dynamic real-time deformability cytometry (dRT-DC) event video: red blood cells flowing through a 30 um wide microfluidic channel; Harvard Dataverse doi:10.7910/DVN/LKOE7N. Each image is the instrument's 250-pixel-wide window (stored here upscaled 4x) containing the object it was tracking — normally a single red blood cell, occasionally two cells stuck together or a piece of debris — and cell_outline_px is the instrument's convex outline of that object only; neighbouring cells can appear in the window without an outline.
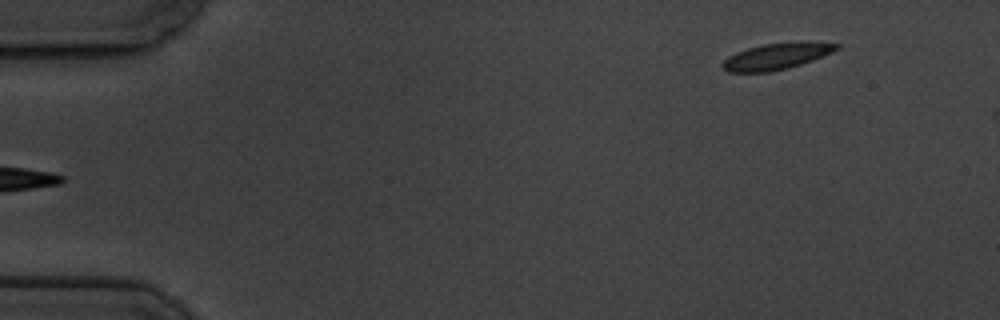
{"species": "common noctule bat (a hibernating species)", "species_latin": "Nyctalus noctula", "temperature_condition": "cold", "stored_images_in_passage": 2, "camera_frame_rate_fps": 3000, "um_per_image_px": 0.085, "animal": {"sex": "male", "body_mass_g": 19.5, "forearm_length_mm": 54.6}, "frame": {"image": 1, "passage_image": 2, "time_ms": 2.0, "image_size_px": [1000, 320], "cell_outline_px": [[840, 48], [832, 52], [812, 60], [788, 68], [768, 72], [728, 72], [720, 64], [728, 56], [736, 52], [748, 48], [764, 44], [840, 44]], "centroid_in_image_um": [65.88, 4.84], "position_along_channel_um": 19.1, "area_um2": 16.53}}